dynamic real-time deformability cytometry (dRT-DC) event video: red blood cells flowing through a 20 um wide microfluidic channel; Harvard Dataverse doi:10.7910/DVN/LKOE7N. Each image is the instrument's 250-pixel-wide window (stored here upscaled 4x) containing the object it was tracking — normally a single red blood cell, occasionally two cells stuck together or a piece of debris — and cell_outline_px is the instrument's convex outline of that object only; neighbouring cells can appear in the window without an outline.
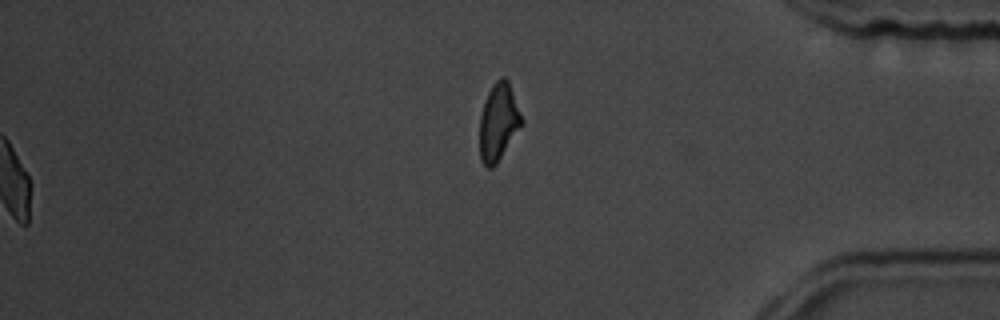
{"species": "common noctule bat (a hibernating species)", "species_latin": "Nyctalus noctula", "temperature_condition": "room temperature", "stored_images_in_passage": 46, "segment_of_instrument_passage": [2, 2], "camera_frame_rate_fps": 3000, "um_per_image_px": 0.085, "animal": {"sex": "male", "body_mass_g": 19.5, "forearm_length_mm": 54.6}, "frame": {"image": 1, "passage_image": 46, "time_ms": 15.0, "image_size_px": [1000, 320], "cell_outline_px": [[524, 124], [496, 164], [492, 168], [488, 168], [480, 160], [480, 116], [488, 92], [492, 84], [500, 76], [504, 76], [508, 80], [524, 120]], "centroid_in_image_um": [42.39, 10.37], "position_along_channel_um": 392.8, "area_um2": 19.07}}